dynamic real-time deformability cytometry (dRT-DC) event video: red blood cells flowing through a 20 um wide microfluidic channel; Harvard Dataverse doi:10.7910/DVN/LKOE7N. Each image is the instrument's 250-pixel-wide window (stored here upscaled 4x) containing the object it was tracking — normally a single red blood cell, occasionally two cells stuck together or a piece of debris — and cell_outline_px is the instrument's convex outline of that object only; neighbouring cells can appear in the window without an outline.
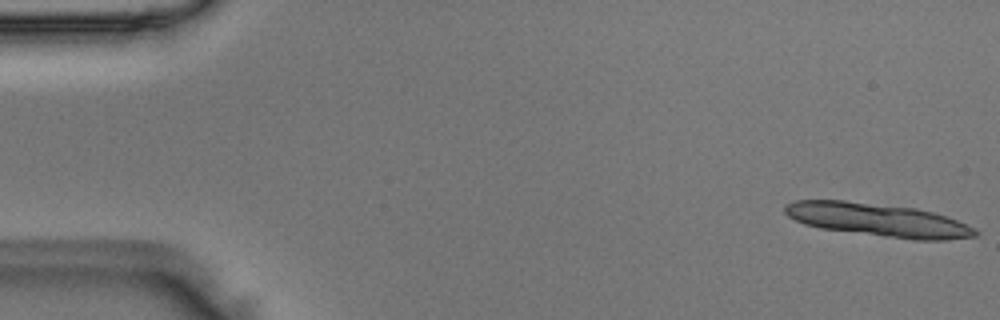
{"species": "Egyptian fruit bat (a non-hibernating species)", "species_latin": "Rousettus aegyptiacus", "temperature_condition": "room temperature", "stored_images_in_passage": 12, "camera_frame_rate_fps": 3000, "um_per_image_px": 0.085, "animal": {"sex": "male"}, "frame": {"image": 1, "passage_image": 1, "time_ms": 0.0, "image_size_px": [1000, 320], "cell_outline_px": [[980, 232], [976, 236], [944, 240], [916, 240], [820, 228], [804, 224], [788, 216], [784, 212], [784, 204], [796, 200], [844, 200], [916, 208], [932, 212], [956, 220], [976, 228]], "centroid_in_image_um": [74.62, 18.69], "position_along_channel_um": 10.4, "area_um2": 36.65}}